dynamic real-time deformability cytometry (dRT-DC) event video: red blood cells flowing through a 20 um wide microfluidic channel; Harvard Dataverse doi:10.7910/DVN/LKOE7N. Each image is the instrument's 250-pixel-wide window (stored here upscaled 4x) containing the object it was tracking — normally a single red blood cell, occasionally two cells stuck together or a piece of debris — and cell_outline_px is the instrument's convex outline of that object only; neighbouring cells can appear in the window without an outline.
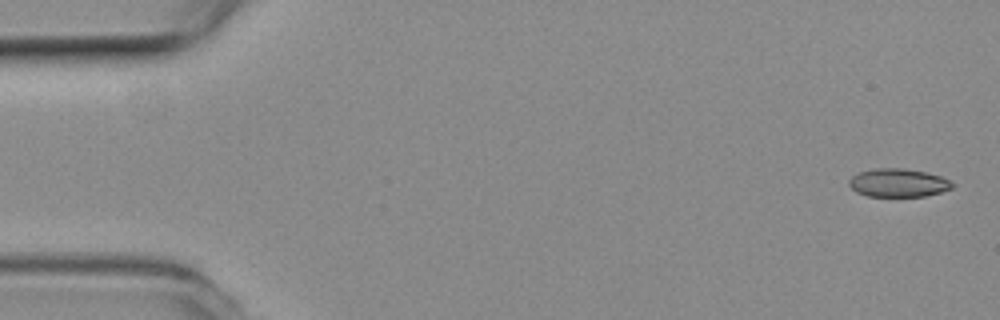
{"species": "common noctule bat (a hibernating species)", "species_latin": "Nyctalus noctula", "temperature_condition": "room temperature", "stored_images_in_passage": 6, "camera_frame_rate_fps": 3000, "um_per_image_px": 0.085, "animal": {"sex": "female", "body_mass_g": 19.3, "forearm_length_mm": 54.1}, "frame": {"image": 1, "passage_image": 1, "time_ms": 0.0, "image_size_px": [1000, 320], "cell_outline_px": [[956, 184], [952, 188], [940, 192], [924, 196], [868, 196], [856, 192], [848, 184], [848, 180], [852, 176], [860, 172], [876, 168], [904, 168], [924, 172], [940, 176]], "centroid_in_image_um": [76.34, 15.54], "position_along_channel_um": 8.7, "area_um2": 16.94}}
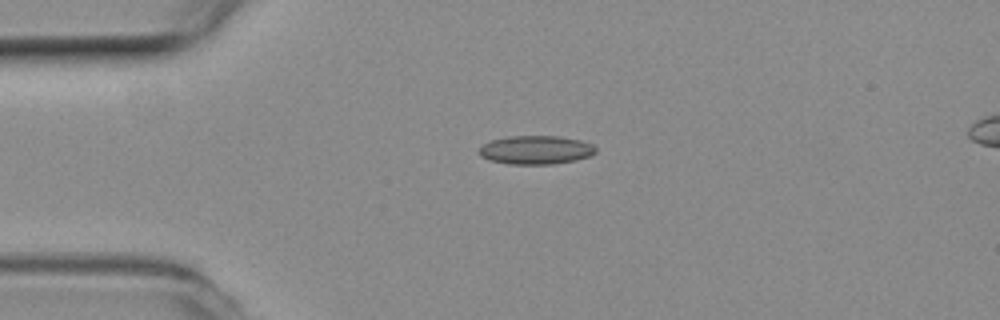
{"frame": {"image": 2, "passage_image": 6, "time_ms": 1.667, "image_size_px": [1000, 320], "cell_outline_px": [[596, 152], [588, 156], [576, 160], [552, 164], [508, 164], [488, 160], [480, 156], [480, 148], [484, 144], [492, 140], [508, 136], [560, 136], [580, 140], [592, 144], [596, 148]], "centroid_in_image_um": [45.55, 12.74], "position_along_channel_um": 39.5, "area_um2": 19.42}}